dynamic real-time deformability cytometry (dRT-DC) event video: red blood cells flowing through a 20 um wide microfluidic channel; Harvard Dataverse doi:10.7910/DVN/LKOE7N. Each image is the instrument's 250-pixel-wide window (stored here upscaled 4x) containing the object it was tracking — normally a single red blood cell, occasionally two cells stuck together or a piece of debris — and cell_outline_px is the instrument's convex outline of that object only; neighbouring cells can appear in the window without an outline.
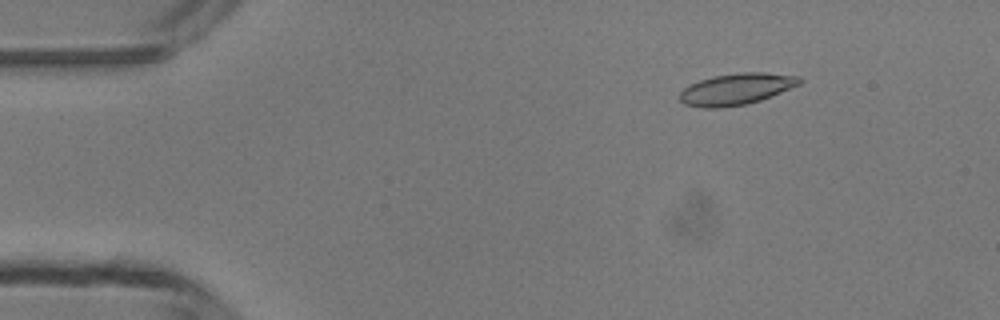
{"species": "common noctule bat (a hibernating species)", "species_latin": "Nyctalus noctula", "temperature_condition": "room temperature", "stored_images_in_passage": 8, "camera_frame_rate_fps": 3000, "um_per_image_px": 0.085, "animal": {"sex": "male", "body_mass_g": 13.3}, "frame": {"image": 1, "passage_image": 2, "time_ms": 0.333, "image_size_px": [1000, 320], "cell_outline_px": [[804, 80], [800, 84], [760, 100], [744, 104], [720, 108], [704, 108], [684, 104], [680, 100], [680, 92], [688, 84], [712, 76], [740, 72], [764, 72], [800, 76]], "centroid_in_image_um": [62.58, 7.56], "position_along_channel_um": 22.4, "area_um2": 21.96}}